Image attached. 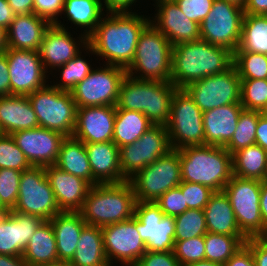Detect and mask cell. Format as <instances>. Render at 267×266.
<instances>
[{
  "instance_id": "obj_61",
  "label": "cell",
  "mask_w": 267,
  "mask_h": 266,
  "mask_svg": "<svg viewBox=\"0 0 267 266\" xmlns=\"http://www.w3.org/2000/svg\"><path fill=\"white\" fill-rule=\"evenodd\" d=\"M259 205L261 217L263 219L264 225L267 227V185L261 186Z\"/></svg>"
},
{
  "instance_id": "obj_8",
  "label": "cell",
  "mask_w": 267,
  "mask_h": 266,
  "mask_svg": "<svg viewBox=\"0 0 267 266\" xmlns=\"http://www.w3.org/2000/svg\"><path fill=\"white\" fill-rule=\"evenodd\" d=\"M261 180L232 175L223 191L229 198L241 232L247 237H267L260 213Z\"/></svg>"
},
{
  "instance_id": "obj_13",
  "label": "cell",
  "mask_w": 267,
  "mask_h": 266,
  "mask_svg": "<svg viewBox=\"0 0 267 266\" xmlns=\"http://www.w3.org/2000/svg\"><path fill=\"white\" fill-rule=\"evenodd\" d=\"M243 17V8L225 0H214L200 24V39L234 53L240 43Z\"/></svg>"
},
{
  "instance_id": "obj_38",
  "label": "cell",
  "mask_w": 267,
  "mask_h": 266,
  "mask_svg": "<svg viewBox=\"0 0 267 266\" xmlns=\"http://www.w3.org/2000/svg\"><path fill=\"white\" fill-rule=\"evenodd\" d=\"M245 235L205 234V260L224 265L247 241Z\"/></svg>"
},
{
  "instance_id": "obj_19",
  "label": "cell",
  "mask_w": 267,
  "mask_h": 266,
  "mask_svg": "<svg viewBox=\"0 0 267 266\" xmlns=\"http://www.w3.org/2000/svg\"><path fill=\"white\" fill-rule=\"evenodd\" d=\"M87 45L88 37L85 34L73 38L68 28L58 20L46 30L38 52L45 71L52 73V69L57 71L58 67L73 59Z\"/></svg>"
},
{
  "instance_id": "obj_58",
  "label": "cell",
  "mask_w": 267,
  "mask_h": 266,
  "mask_svg": "<svg viewBox=\"0 0 267 266\" xmlns=\"http://www.w3.org/2000/svg\"><path fill=\"white\" fill-rule=\"evenodd\" d=\"M15 14L6 0H0V25L7 29L13 21Z\"/></svg>"
},
{
  "instance_id": "obj_36",
  "label": "cell",
  "mask_w": 267,
  "mask_h": 266,
  "mask_svg": "<svg viewBox=\"0 0 267 266\" xmlns=\"http://www.w3.org/2000/svg\"><path fill=\"white\" fill-rule=\"evenodd\" d=\"M267 167V151L258 144L232 154V174L240 178L261 180Z\"/></svg>"
},
{
  "instance_id": "obj_59",
  "label": "cell",
  "mask_w": 267,
  "mask_h": 266,
  "mask_svg": "<svg viewBox=\"0 0 267 266\" xmlns=\"http://www.w3.org/2000/svg\"><path fill=\"white\" fill-rule=\"evenodd\" d=\"M108 10H128L131 11L137 0H105Z\"/></svg>"
},
{
  "instance_id": "obj_39",
  "label": "cell",
  "mask_w": 267,
  "mask_h": 266,
  "mask_svg": "<svg viewBox=\"0 0 267 266\" xmlns=\"http://www.w3.org/2000/svg\"><path fill=\"white\" fill-rule=\"evenodd\" d=\"M261 113L245 109L241 111L236 130L231 140L224 146L231 155L242 148L256 144V126Z\"/></svg>"
},
{
  "instance_id": "obj_47",
  "label": "cell",
  "mask_w": 267,
  "mask_h": 266,
  "mask_svg": "<svg viewBox=\"0 0 267 266\" xmlns=\"http://www.w3.org/2000/svg\"><path fill=\"white\" fill-rule=\"evenodd\" d=\"M178 187L182 190L188 209H204L215 192L208 186L192 182H181Z\"/></svg>"
},
{
  "instance_id": "obj_54",
  "label": "cell",
  "mask_w": 267,
  "mask_h": 266,
  "mask_svg": "<svg viewBox=\"0 0 267 266\" xmlns=\"http://www.w3.org/2000/svg\"><path fill=\"white\" fill-rule=\"evenodd\" d=\"M10 95V77L5 52L0 53V97Z\"/></svg>"
},
{
  "instance_id": "obj_52",
  "label": "cell",
  "mask_w": 267,
  "mask_h": 266,
  "mask_svg": "<svg viewBox=\"0 0 267 266\" xmlns=\"http://www.w3.org/2000/svg\"><path fill=\"white\" fill-rule=\"evenodd\" d=\"M251 250L255 266H267V237H251L245 242Z\"/></svg>"
},
{
  "instance_id": "obj_15",
  "label": "cell",
  "mask_w": 267,
  "mask_h": 266,
  "mask_svg": "<svg viewBox=\"0 0 267 266\" xmlns=\"http://www.w3.org/2000/svg\"><path fill=\"white\" fill-rule=\"evenodd\" d=\"M202 112L240 103L241 78L232 65L228 70L204 77L184 88Z\"/></svg>"
},
{
  "instance_id": "obj_14",
  "label": "cell",
  "mask_w": 267,
  "mask_h": 266,
  "mask_svg": "<svg viewBox=\"0 0 267 266\" xmlns=\"http://www.w3.org/2000/svg\"><path fill=\"white\" fill-rule=\"evenodd\" d=\"M171 150L166 125H153L137 141L119 147L123 182Z\"/></svg>"
},
{
  "instance_id": "obj_62",
  "label": "cell",
  "mask_w": 267,
  "mask_h": 266,
  "mask_svg": "<svg viewBox=\"0 0 267 266\" xmlns=\"http://www.w3.org/2000/svg\"><path fill=\"white\" fill-rule=\"evenodd\" d=\"M7 48L6 42V29L0 25V53L4 52Z\"/></svg>"
},
{
  "instance_id": "obj_37",
  "label": "cell",
  "mask_w": 267,
  "mask_h": 266,
  "mask_svg": "<svg viewBox=\"0 0 267 266\" xmlns=\"http://www.w3.org/2000/svg\"><path fill=\"white\" fill-rule=\"evenodd\" d=\"M235 52L267 54V15L244 14L240 43Z\"/></svg>"
},
{
  "instance_id": "obj_4",
  "label": "cell",
  "mask_w": 267,
  "mask_h": 266,
  "mask_svg": "<svg viewBox=\"0 0 267 266\" xmlns=\"http://www.w3.org/2000/svg\"><path fill=\"white\" fill-rule=\"evenodd\" d=\"M177 89L171 82L138 80L126 75L120 86L116 109L142 112L153 125H166Z\"/></svg>"
},
{
  "instance_id": "obj_44",
  "label": "cell",
  "mask_w": 267,
  "mask_h": 266,
  "mask_svg": "<svg viewBox=\"0 0 267 266\" xmlns=\"http://www.w3.org/2000/svg\"><path fill=\"white\" fill-rule=\"evenodd\" d=\"M32 165L16 145L10 134H0V169H15L23 172Z\"/></svg>"
},
{
  "instance_id": "obj_5",
  "label": "cell",
  "mask_w": 267,
  "mask_h": 266,
  "mask_svg": "<svg viewBox=\"0 0 267 266\" xmlns=\"http://www.w3.org/2000/svg\"><path fill=\"white\" fill-rule=\"evenodd\" d=\"M137 200L129 181L90 188L79 211L88 225L103 227L134 217Z\"/></svg>"
},
{
  "instance_id": "obj_53",
  "label": "cell",
  "mask_w": 267,
  "mask_h": 266,
  "mask_svg": "<svg viewBox=\"0 0 267 266\" xmlns=\"http://www.w3.org/2000/svg\"><path fill=\"white\" fill-rule=\"evenodd\" d=\"M223 266H255L251 250L244 244Z\"/></svg>"
},
{
  "instance_id": "obj_12",
  "label": "cell",
  "mask_w": 267,
  "mask_h": 266,
  "mask_svg": "<svg viewBox=\"0 0 267 266\" xmlns=\"http://www.w3.org/2000/svg\"><path fill=\"white\" fill-rule=\"evenodd\" d=\"M13 211L40 217L44 221L61 212L43 166H32L22 172Z\"/></svg>"
},
{
  "instance_id": "obj_43",
  "label": "cell",
  "mask_w": 267,
  "mask_h": 266,
  "mask_svg": "<svg viewBox=\"0 0 267 266\" xmlns=\"http://www.w3.org/2000/svg\"><path fill=\"white\" fill-rule=\"evenodd\" d=\"M240 103L245 110L267 112V79H241Z\"/></svg>"
},
{
  "instance_id": "obj_31",
  "label": "cell",
  "mask_w": 267,
  "mask_h": 266,
  "mask_svg": "<svg viewBox=\"0 0 267 266\" xmlns=\"http://www.w3.org/2000/svg\"><path fill=\"white\" fill-rule=\"evenodd\" d=\"M71 266H110L104 251L101 227L86 224L81 232Z\"/></svg>"
},
{
  "instance_id": "obj_64",
  "label": "cell",
  "mask_w": 267,
  "mask_h": 266,
  "mask_svg": "<svg viewBox=\"0 0 267 266\" xmlns=\"http://www.w3.org/2000/svg\"><path fill=\"white\" fill-rule=\"evenodd\" d=\"M39 266H71V264L67 261H57L51 264H44Z\"/></svg>"
},
{
  "instance_id": "obj_1",
  "label": "cell",
  "mask_w": 267,
  "mask_h": 266,
  "mask_svg": "<svg viewBox=\"0 0 267 266\" xmlns=\"http://www.w3.org/2000/svg\"><path fill=\"white\" fill-rule=\"evenodd\" d=\"M96 29L88 36V45L83 49L107 65L127 68L135 55L140 34L150 23V16L128 10H105ZM89 51V52H88Z\"/></svg>"
},
{
  "instance_id": "obj_6",
  "label": "cell",
  "mask_w": 267,
  "mask_h": 266,
  "mask_svg": "<svg viewBox=\"0 0 267 266\" xmlns=\"http://www.w3.org/2000/svg\"><path fill=\"white\" fill-rule=\"evenodd\" d=\"M172 45L149 23L139 36L128 76L138 80L171 82Z\"/></svg>"
},
{
  "instance_id": "obj_45",
  "label": "cell",
  "mask_w": 267,
  "mask_h": 266,
  "mask_svg": "<svg viewBox=\"0 0 267 266\" xmlns=\"http://www.w3.org/2000/svg\"><path fill=\"white\" fill-rule=\"evenodd\" d=\"M173 252L180 266L205 260V235L175 240Z\"/></svg>"
},
{
  "instance_id": "obj_21",
  "label": "cell",
  "mask_w": 267,
  "mask_h": 266,
  "mask_svg": "<svg viewBox=\"0 0 267 266\" xmlns=\"http://www.w3.org/2000/svg\"><path fill=\"white\" fill-rule=\"evenodd\" d=\"M157 13L150 19L171 43L176 46L200 39V25L186 17L174 0H155Z\"/></svg>"
},
{
  "instance_id": "obj_11",
  "label": "cell",
  "mask_w": 267,
  "mask_h": 266,
  "mask_svg": "<svg viewBox=\"0 0 267 266\" xmlns=\"http://www.w3.org/2000/svg\"><path fill=\"white\" fill-rule=\"evenodd\" d=\"M96 68L70 91L77 108L116 106L126 69L107 64Z\"/></svg>"
},
{
  "instance_id": "obj_30",
  "label": "cell",
  "mask_w": 267,
  "mask_h": 266,
  "mask_svg": "<svg viewBox=\"0 0 267 266\" xmlns=\"http://www.w3.org/2000/svg\"><path fill=\"white\" fill-rule=\"evenodd\" d=\"M207 230L214 234L244 235L224 191H215L204 207Z\"/></svg>"
},
{
  "instance_id": "obj_7",
  "label": "cell",
  "mask_w": 267,
  "mask_h": 266,
  "mask_svg": "<svg viewBox=\"0 0 267 266\" xmlns=\"http://www.w3.org/2000/svg\"><path fill=\"white\" fill-rule=\"evenodd\" d=\"M39 126L72 136L76 125V103L70 91L47 84L27 95Z\"/></svg>"
},
{
  "instance_id": "obj_48",
  "label": "cell",
  "mask_w": 267,
  "mask_h": 266,
  "mask_svg": "<svg viewBox=\"0 0 267 266\" xmlns=\"http://www.w3.org/2000/svg\"><path fill=\"white\" fill-rule=\"evenodd\" d=\"M167 216H177L188 210L182 190L179 187L172 188L161 195L155 202Z\"/></svg>"
},
{
  "instance_id": "obj_55",
  "label": "cell",
  "mask_w": 267,
  "mask_h": 266,
  "mask_svg": "<svg viewBox=\"0 0 267 266\" xmlns=\"http://www.w3.org/2000/svg\"><path fill=\"white\" fill-rule=\"evenodd\" d=\"M256 144L267 151V112L259 116L256 126Z\"/></svg>"
},
{
  "instance_id": "obj_17",
  "label": "cell",
  "mask_w": 267,
  "mask_h": 266,
  "mask_svg": "<svg viewBox=\"0 0 267 266\" xmlns=\"http://www.w3.org/2000/svg\"><path fill=\"white\" fill-rule=\"evenodd\" d=\"M101 229L104 251L110 266L116 262H120L121 266H134L147 251L145 242L136 230L135 216Z\"/></svg>"
},
{
  "instance_id": "obj_24",
  "label": "cell",
  "mask_w": 267,
  "mask_h": 266,
  "mask_svg": "<svg viewBox=\"0 0 267 266\" xmlns=\"http://www.w3.org/2000/svg\"><path fill=\"white\" fill-rule=\"evenodd\" d=\"M60 211L79 212L92 185L55 165L44 167Z\"/></svg>"
},
{
  "instance_id": "obj_60",
  "label": "cell",
  "mask_w": 267,
  "mask_h": 266,
  "mask_svg": "<svg viewBox=\"0 0 267 266\" xmlns=\"http://www.w3.org/2000/svg\"><path fill=\"white\" fill-rule=\"evenodd\" d=\"M0 266H29L22 256L0 254Z\"/></svg>"
},
{
  "instance_id": "obj_32",
  "label": "cell",
  "mask_w": 267,
  "mask_h": 266,
  "mask_svg": "<svg viewBox=\"0 0 267 266\" xmlns=\"http://www.w3.org/2000/svg\"><path fill=\"white\" fill-rule=\"evenodd\" d=\"M55 166L67 173L88 181L93 186V176L84 142L66 136L61 142Z\"/></svg>"
},
{
  "instance_id": "obj_57",
  "label": "cell",
  "mask_w": 267,
  "mask_h": 266,
  "mask_svg": "<svg viewBox=\"0 0 267 266\" xmlns=\"http://www.w3.org/2000/svg\"><path fill=\"white\" fill-rule=\"evenodd\" d=\"M244 14L267 15V0H247Z\"/></svg>"
},
{
  "instance_id": "obj_16",
  "label": "cell",
  "mask_w": 267,
  "mask_h": 266,
  "mask_svg": "<svg viewBox=\"0 0 267 266\" xmlns=\"http://www.w3.org/2000/svg\"><path fill=\"white\" fill-rule=\"evenodd\" d=\"M136 230L145 242L147 251L174 250L175 218L164 215L155 202H137L135 206Z\"/></svg>"
},
{
  "instance_id": "obj_3",
  "label": "cell",
  "mask_w": 267,
  "mask_h": 266,
  "mask_svg": "<svg viewBox=\"0 0 267 266\" xmlns=\"http://www.w3.org/2000/svg\"><path fill=\"white\" fill-rule=\"evenodd\" d=\"M182 182L199 183L223 191L232 177V155L215 145L178 149Z\"/></svg>"
},
{
  "instance_id": "obj_25",
  "label": "cell",
  "mask_w": 267,
  "mask_h": 266,
  "mask_svg": "<svg viewBox=\"0 0 267 266\" xmlns=\"http://www.w3.org/2000/svg\"><path fill=\"white\" fill-rule=\"evenodd\" d=\"M84 145L92 170L93 186L123 182L119 165V147L113 141Z\"/></svg>"
},
{
  "instance_id": "obj_33",
  "label": "cell",
  "mask_w": 267,
  "mask_h": 266,
  "mask_svg": "<svg viewBox=\"0 0 267 266\" xmlns=\"http://www.w3.org/2000/svg\"><path fill=\"white\" fill-rule=\"evenodd\" d=\"M22 257L29 266L59 261L54 231L50 221H44L31 236Z\"/></svg>"
},
{
  "instance_id": "obj_2",
  "label": "cell",
  "mask_w": 267,
  "mask_h": 266,
  "mask_svg": "<svg viewBox=\"0 0 267 266\" xmlns=\"http://www.w3.org/2000/svg\"><path fill=\"white\" fill-rule=\"evenodd\" d=\"M233 65V53L204 40L172 47L171 83L178 89L204 77L222 73Z\"/></svg>"
},
{
  "instance_id": "obj_41",
  "label": "cell",
  "mask_w": 267,
  "mask_h": 266,
  "mask_svg": "<svg viewBox=\"0 0 267 266\" xmlns=\"http://www.w3.org/2000/svg\"><path fill=\"white\" fill-rule=\"evenodd\" d=\"M233 66L241 79H267V54L234 52Z\"/></svg>"
},
{
  "instance_id": "obj_23",
  "label": "cell",
  "mask_w": 267,
  "mask_h": 266,
  "mask_svg": "<svg viewBox=\"0 0 267 266\" xmlns=\"http://www.w3.org/2000/svg\"><path fill=\"white\" fill-rule=\"evenodd\" d=\"M44 222L40 217L9 210L0 215V254L22 256L27 243Z\"/></svg>"
},
{
  "instance_id": "obj_67",
  "label": "cell",
  "mask_w": 267,
  "mask_h": 266,
  "mask_svg": "<svg viewBox=\"0 0 267 266\" xmlns=\"http://www.w3.org/2000/svg\"><path fill=\"white\" fill-rule=\"evenodd\" d=\"M6 212H8V210L1 204V200H0V215Z\"/></svg>"
},
{
  "instance_id": "obj_10",
  "label": "cell",
  "mask_w": 267,
  "mask_h": 266,
  "mask_svg": "<svg viewBox=\"0 0 267 266\" xmlns=\"http://www.w3.org/2000/svg\"><path fill=\"white\" fill-rule=\"evenodd\" d=\"M129 182L137 202H156L161 195L182 182L179 151L171 149L139 171Z\"/></svg>"
},
{
  "instance_id": "obj_34",
  "label": "cell",
  "mask_w": 267,
  "mask_h": 266,
  "mask_svg": "<svg viewBox=\"0 0 267 266\" xmlns=\"http://www.w3.org/2000/svg\"><path fill=\"white\" fill-rule=\"evenodd\" d=\"M105 3V0H64L62 14L76 25V29L84 28L83 34L88 37L105 15L103 11L108 10Z\"/></svg>"
},
{
  "instance_id": "obj_22",
  "label": "cell",
  "mask_w": 267,
  "mask_h": 266,
  "mask_svg": "<svg viewBox=\"0 0 267 266\" xmlns=\"http://www.w3.org/2000/svg\"><path fill=\"white\" fill-rule=\"evenodd\" d=\"M116 106L77 108L73 137L84 143L113 141Z\"/></svg>"
},
{
  "instance_id": "obj_46",
  "label": "cell",
  "mask_w": 267,
  "mask_h": 266,
  "mask_svg": "<svg viewBox=\"0 0 267 266\" xmlns=\"http://www.w3.org/2000/svg\"><path fill=\"white\" fill-rule=\"evenodd\" d=\"M21 174L15 169H0V200L8 211L16 205Z\"/></svg>"
},
{
  "instance_id": "obj_51",
  "label": "cell",
  "mask_w": 267,
  "mask_h": 266,
  "mask_svg": "<svg viewBox=\"0 0 267 266\" xmlns=\"http://www.w3.org/2000/svg\"><path fill=\"white\" fill-rule=\"evenodd\" d=\"M134 266H180L173 251H146Z\"/></svg>"
},
{
  "instance_id": "obj_66",
  "label": "cell",
  "mask_w": 267,
  "mask_h": 266,
  "mask_svg": "<svg viewBox=\"0 0 267 266\" xmlns=\"http://www.w3.org/2000/svg\"><path fill=\"white\" fill-rule=\"evenodd\" d=\"M262 185H267V167L265 169V173L263 175V178L261 179Z\"/></svg>"
},
{
  "instance_id": "obj_28",
  "label": "cell",
  "mask_w": 267,
  "mask_h": 266,
  "mask_svg": "<svg viewBox=\"0 0 267 266\" xmlns=\"http://www.w3.org/2000/svg\"><path fill=\"white\" fill-rule=\"evenodd\" d=\"M39 127L32 105L25 95L0 97V132L12 134L19 130Z\"/></svg>"
},
{
  "instance_id": "obj_63",
  "label": "cell",
  "mask_w": 267,
  "mask_h": 266,
  "mask_svg": "<svg viewBox=\"0 0 267 266\" xmlns=\"http://www.w3.org/2000/svg\"><path fill=\"white\" fill-rule=\"evenodd\" d=\"M185 266H223V265L208 260H202Z\"/></svg>"
},
{
  "instance_id": "obj_35",
  "label": "cell",
  "mask_w": 267,
  "mask_h": 266,
  "mask_svg": "<svg viewBox=\"0 0 267 266\" xmlns=\"http://www.w3.org/2000/svg\"><path fill=\"white\" fill-rule=\"evenodd\" d=\"M152 126L142 112L116 109L113 142L118 147L134 143Z\"/></svg>"
},
{
  "instance_id": "obj_9",
  "label": "cell",
  "mask_w": 267,
  "mask_h": 266,
  "mask_svg": "<svg viewBox=\"0 0 267 266\" xmlns=\"http://www.w3.org/2000/svg\"><path fill=\"white\" fill-rule=\"evenodd\" d=\"M171 149L204 145L203 112L185 89H177L166 124Z\"/></svg>"
},
{
  "instance_id": "obj_29",
  "label": "cell",
  "mask_w": 267,
  "mask_h": 266,
  "mask_svg": "<svg viewBox=\"0 0 267 266\" xmlns=\"http://www.w3.org/2000/svg\"><path fill=\"white\" fill-rule=\"evenodd\" d=\"M49 221L55 235L58 260L70 262L74 257L83 227L87 223L80 212L66 211L59 212Z\"/></svg>"
},
{
  "instance_id": "obj_42",
  "label": "cell",
  "mask_w": 267,
  "mask_h": 266,
  "mask_svg": "<svg viewBox=\"0 0 267 266\" xmlns=\"http://www.w3.org/2000/svg\"><path fill=\"white\" fill-rule=\"evenodd\" d=\"M79 52L73 59L65 65L58 67L61 73L59 82L52 84L59 90L71 91L78 83L83 81L93 69L85 57ZM82 56V57H81ZM61 70V71H60Z\"/></svg>"
},
{
  "instance_id": "obj_20",
  "label": "cell",
  "mask_w": 267,
  "mask_h": 266,
  "mask_svg": "<svg viewBox=\"0 0 267 266\" xmlns=\"http://www.w3.org/2000/svg\"><path fill=\"white\" fill-rule=\"evenodd\" d=\"M11 136L32 166L43 167L55 165L61 142L66 137L40 126L16 131Z\"/></svg>"
},
{
  "instance_id": "obj_56",
  "label": "cell",
  "mask_w": 267,
  "mask_h": 266,
  "mask_svg": "<svg viewBox=\"0 0 267 266\" xmlns=\"http://www.w3.org/2000/svg\"><path fill=\"white\" fill-rule=\"evenodd\" d=\"M15 15L34 13V0H6Z\"/></svg>"
},
{
  "instance_id": "obj_49",
  "label": "cell",
  "mask_w": 267,
  "mask_h": 266,
  "mask_svg": "<svg viewBox=\"0 0 267 266\" xmlns=\"http://www.w3.org/2000/svg\"><path fill=\"white\" fill-rule=\"evenodd\" d=\"M182 13L199 25L209 14L214 0H174Z\"/></svg>"
},
{
  "instance_id": "obj_27",
  "label": "cell",
  "mask_w": 267,
  "mask_h": 266,
  "mask_svg": "<svg viewBox=\"0 0 267 266\" xmlns=\"http://www.w3.org/2000/svg\"><path fill=\"white\" fill-rule=\"evenodd\" d=\"M51 23L36 15H15L6 29L7 48L38 51L46 30Z\"/></svg>"
},
{
  "instance_id": "obj_65",
  "label": "cell",
  "mask_w": 267,
  "mask_h": 266,
  "mask_svg": "<svg viewBox=\"0 0 267 266\" xmlns=\"http://www.w3.org/2000/svg\"><path fill=\"white\" fill-rule=\"evenodd\" d=\"M225 1L237 5L240 8H244L247 0H225Z\"/></svg>"
},
{
  "instance_id": "obj_40",
  "label": "cell",
  "mask_w": 267,
  "mask_h": 266,
  "mask_svg": "<svg viewBox=\"0 0 267 266\" xmlns=\"http://www.w3.org/2000/svg\"><path fill=\"white\" fill-rule=\"evenodd\" d=\"M174 218V240H187L205 235L208 232L203 209H188Z\"/></svg>"
},
{
  "instance_id": "obj_18",
  "label": "cell",
  "mask_w": 267,
  "mask_h": 266,
  "mask_svg": "<svg viewBox=\"0 0 267 266\" xmlns=\"http://www.w3.org/2000/svg\"><path fill=\"white\" fill-rule=\"evenodd\" d=\"M10 95H29L46 86L47 72L38 51L6 48ZM47 77V78H46Z\"/></svg>"
},
{
  "instance_id": "obj_50",
  "label": "cell",
  "mask_w": 267,
  "mask_h": 266,
  "mask_svg": "<svg viewBox=\"0 0 267 266\" xmlns=\"http://www.w3.org/2000/svg\"><path fill=\"white\" fill-rule=\"evenodd\" d=\"M64 0H34V13L48 20L51 24L58 21L62 15Z\"/></svg>"
},
{
  "instance_id": "obj_26",
  "label": "cell",
  "mask_w": 267,
  "mask_h": 266,
  "mask_svg": "<svg viewBox=\"0 0 267 266\" xmlns=\"http://www.w3.org/2000/svg\"><path fill=\"white\" fill-rule=\"evenodd\" d=\"M241 103L223 105L203 112L204 145L225 146L236 130Z\"/></svg>"
}]
</instances>
